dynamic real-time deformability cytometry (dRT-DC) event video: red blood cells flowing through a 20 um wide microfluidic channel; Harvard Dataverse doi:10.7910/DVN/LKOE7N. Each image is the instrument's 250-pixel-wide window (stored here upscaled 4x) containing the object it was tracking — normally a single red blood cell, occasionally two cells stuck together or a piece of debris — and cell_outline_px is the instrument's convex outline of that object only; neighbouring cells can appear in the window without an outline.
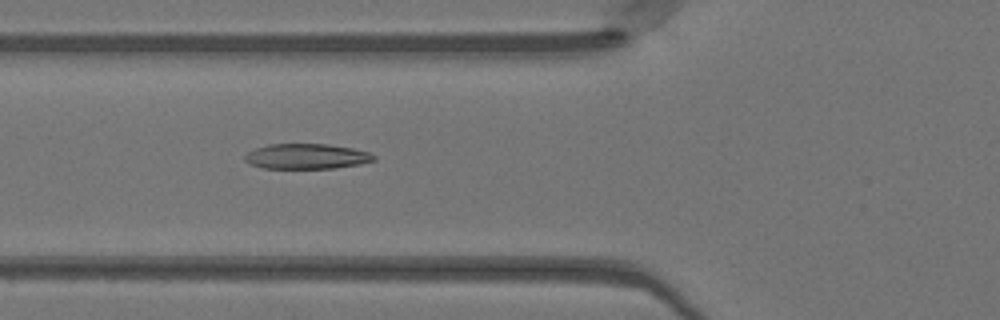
{"species": "Egyptian fruit bat (a non-hibernating species)", "species_latin": "Rousettus aegyptiacus", "temperature_condition": "warm", "stored_images_in_passage": 40, "camera_frame_rate_fps": 3000, "um_per_image_px": 0.085, "animal": {"sex": "female"}, "frame": {"image": 1, "passage_image": 9, "time_ms": 2.667, "image_size_px": [1000, 320], "cell_outline_px": [[376, 160], [360, 164], [332, 168], [264, 168], [248, 164], [244, 160], [244, 156], [248, 152], [256, 148], [268, 144], [328, 144], [352, 148], [368, 152], [376, 156]], "centroid_in_image_um": [26.04, 13.29], "position_along_channel_um": 99.8, "area_um2": 18.96}}
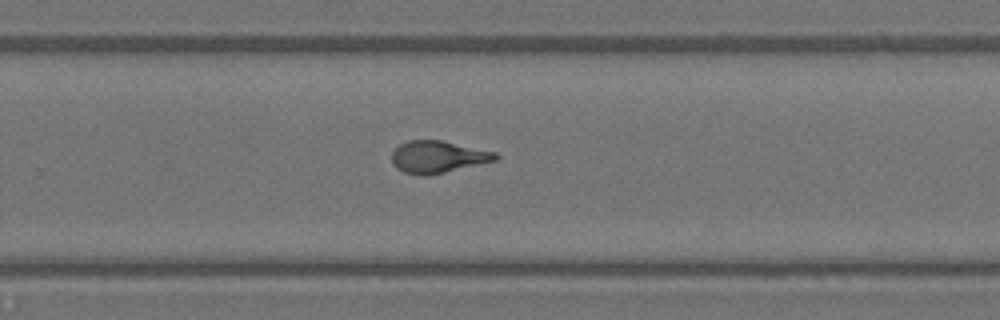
{"frame": {"image": 2, "passage_image": 23, "time_ms": 7.333, "image_size_px": [1000, 320], "cell_outline_px": [[500, 156], [496, 160], [480, 164], [444, 172], [424, 176], [420, 176], [404, 172], [396, 168], [392, 164], [392, 152], [400, 144], [408, 140], [440, 140], [496, 152]], "centroid_in_image_um": [37.2, 13.33], "position_along_channel_um": 292.6, "area_um2": 19.31}}
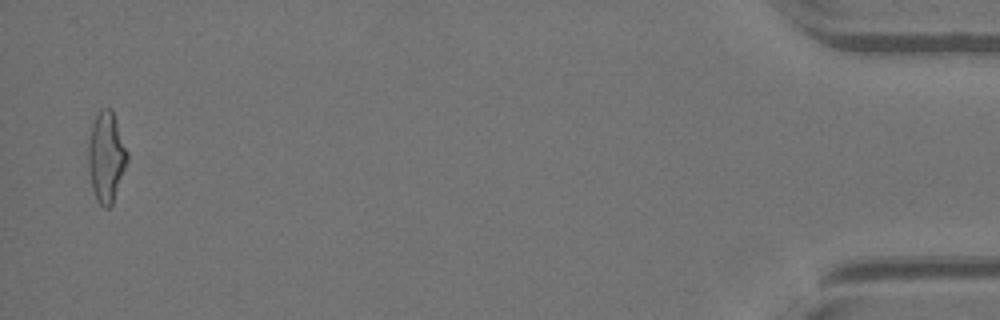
{"frame": {"image": 3, "passage_image": 39, "time_ms": 12.667, "image_size_px": [1000, 320], "cell_outline_px": [[128, 160], [112, 204], [108, 208], [104, 208], [96, 200], [92, 188], [88, 168], [88, 144], [92, 124], [100, 108], [112, 108], [128, 152]], "centroid_in_image_um": [9.03, 13.33], "position_along_channel_um": 426.2, "area_um2": 20.58}, "authors_computed_cell_mechanics": {"area_um2": 19.3052, "velocity_mm_per_s": 4.142, "shape_relaxation_time_tau1_ms": 4.3534, "shape_relaxation_time_tau2_ms": 1.4656, "deformation_change_tau1": 0.1978, "deformation_change_tau2": 0.1007}}